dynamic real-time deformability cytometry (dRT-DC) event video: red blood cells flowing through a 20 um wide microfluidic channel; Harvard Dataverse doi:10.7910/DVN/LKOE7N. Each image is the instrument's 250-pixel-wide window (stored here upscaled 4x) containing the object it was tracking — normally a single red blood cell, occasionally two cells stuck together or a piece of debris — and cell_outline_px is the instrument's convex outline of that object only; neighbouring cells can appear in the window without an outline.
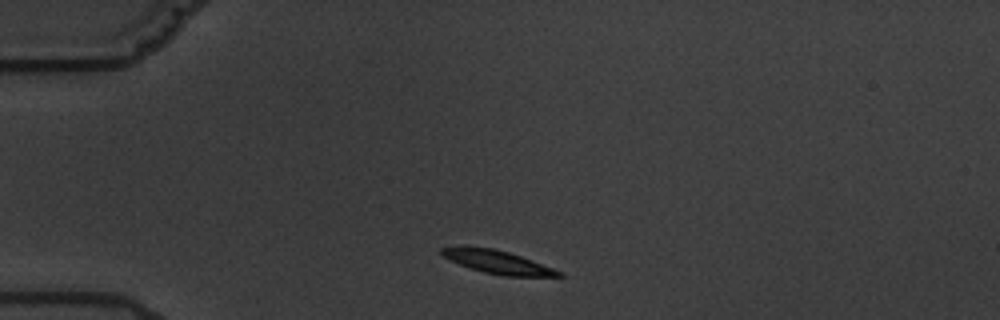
{"species": "common noctule bat (a hibernating species)", "species_latin": "Nyctalus noctula", "temperature_condition": "warm", "stored_images_in_passage": 3, "camera_frame_rate_fps": 3000, "um_per_image_px": 0.085, "animal": {"sex": "male", "body_mass_g": 19.5, "forearm_length_mm": 54.6}, "frame": {"image": 1, "passage_image": 1, "time_ms": 0.0, "image_size_px": [1000, 320], "cell_outline_px": [[564, 276], [504, 276], [484, 272], [468, 268], [444, 256], [440, 252], [440, 248], [456, 244], [496, 248], [532, 260], [564, 272]], "centroid_in_image_um": [42.24, 22.24], "position_along_channel_um": 42.8, "area_um2": 16.13}}